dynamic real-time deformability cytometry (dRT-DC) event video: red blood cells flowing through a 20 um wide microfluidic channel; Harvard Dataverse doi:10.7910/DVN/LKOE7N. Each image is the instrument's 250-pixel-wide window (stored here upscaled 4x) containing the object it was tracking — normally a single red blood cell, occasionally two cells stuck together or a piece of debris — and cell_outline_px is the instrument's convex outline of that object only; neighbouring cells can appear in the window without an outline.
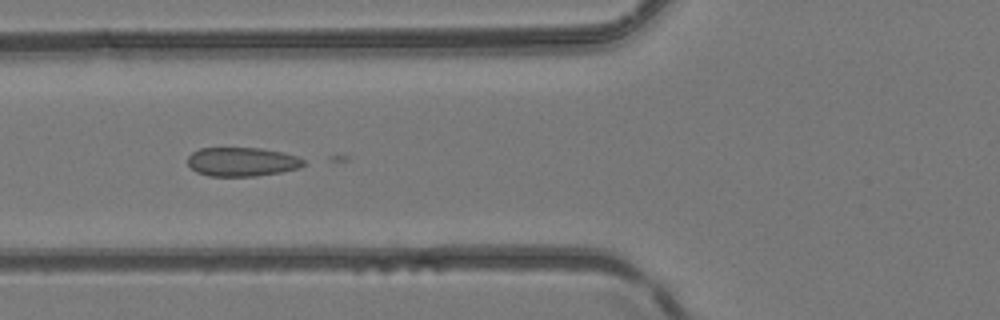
{"species": "common noctule bat (a hibernating species)", "species_latin": "Nyctalus noctula", "temperature_condition": "room temperature", "stored_images_in_passage": 6, "camera_frame_rate_fps": 3000, "um_per_image_px": 0.085, "animal": {"sex": "female", "body_mass_g": 24.6, "forearm_length_mm": 56.2}, "frame": {"image": 1, "passage_image": 6, "time_ms": 1.667, "image_size_px": [1000, 320], "cell_outline_px": [[304, 164], [300, 168], [280, 172], [256, 176], [208, 176], [196, 172], [188, 164], [188, 156], [192, 152], [200, 148], [260, 148], [284, 152], [296, 156], [304, 160]], "centroid_in_image_um": [20.56, 13.75], "position_along_channel_um": 105.2, "area_um2": 19.59}}